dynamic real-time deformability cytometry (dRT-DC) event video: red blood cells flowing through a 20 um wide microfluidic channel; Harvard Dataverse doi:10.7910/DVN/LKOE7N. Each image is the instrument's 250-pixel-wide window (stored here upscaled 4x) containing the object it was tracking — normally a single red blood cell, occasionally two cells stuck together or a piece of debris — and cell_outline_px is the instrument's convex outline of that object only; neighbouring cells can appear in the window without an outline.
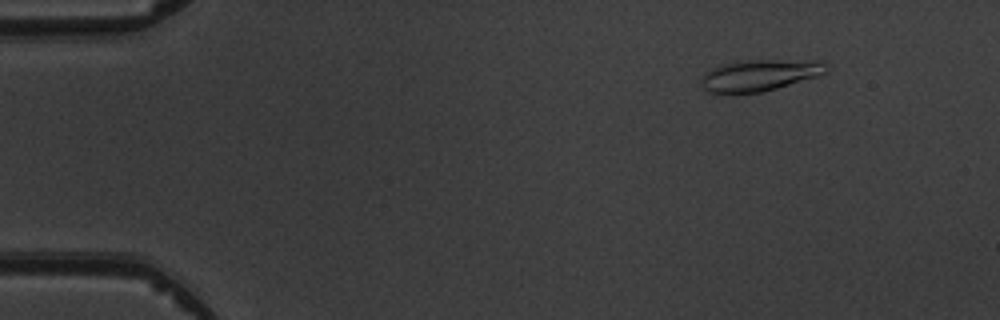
{"species": "common noctule bat (a hibernating species)", "species_latin": "Nyctalus noctula", "temperature_condition": "warm", "stored_images_in_passage": 7, "camera_frame_rate_fps": 3000, "um_per_image_px": 0.085, "animal": {"sex": "male", "body_mass_g": 19.5, "forearm_length_mm": 54.6}, "frame": {"image": 1, "passage_image": 2, "time_ms": 1.333, "image_size_px": [1000, 320], "cell_outline_px": [[828, 72], [816, 76], [776, 88], [760, 92], [708, 92], [700, 84], [700, 80], [712, 68], [724, 64], [748, 60], [820, 60], [828, 64]], "centroid_in_image_um": [64.63, 6.37], "position_along_channel_um": 20.4, "area_um2": 22.48}}
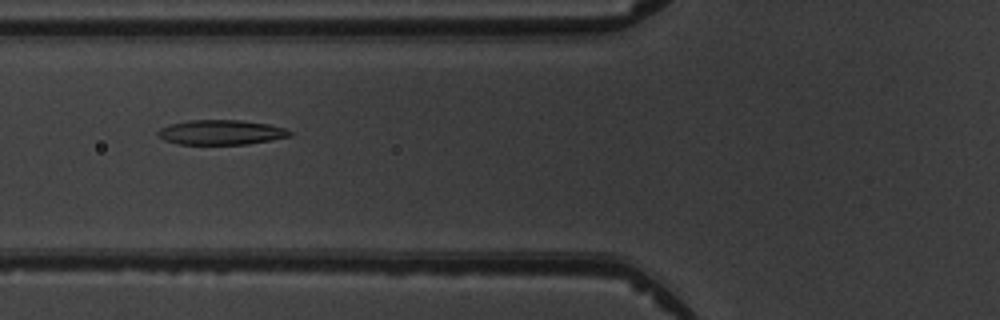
{"frame": {"image": 2, "passage_image": 6, "time_ms": 6.0, "image_size_px": [1000, 320], "cell_outline_px": [[292, 136], [248, 144], [180, 144], [164, 140], [156, 136], [156, 132], [160, 128], [168, 124], [188, 120], [240, 120], [268, 124], [284, 128], [292, 132]], "centroid_in_image_um": [18.75, 11.24], "position_along_channel_um": 107.1, "area_um2": 19.13}}
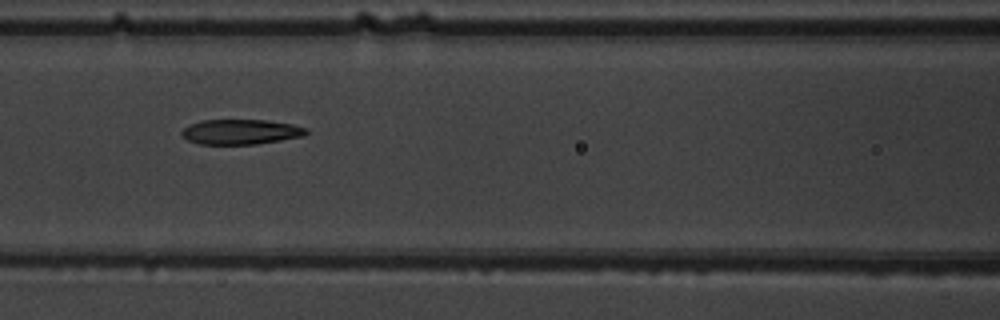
{"frame": {"image": 3, "passage_image": 7, "time_ms": 7.0, "image_size_px": [1000, 320], "cell_outline_px": [[308, 132], [304, 136], [256, 144], [200, 144], [188, 140], [180, 136], [180, 132], [188, 124], [200, 120], [264, 120], [292, 124], [308, 128]], "centroid_in_image_um": [20.43, 11.2], "position_along_channel_um": 146.2, "area_um2": 18.26}}